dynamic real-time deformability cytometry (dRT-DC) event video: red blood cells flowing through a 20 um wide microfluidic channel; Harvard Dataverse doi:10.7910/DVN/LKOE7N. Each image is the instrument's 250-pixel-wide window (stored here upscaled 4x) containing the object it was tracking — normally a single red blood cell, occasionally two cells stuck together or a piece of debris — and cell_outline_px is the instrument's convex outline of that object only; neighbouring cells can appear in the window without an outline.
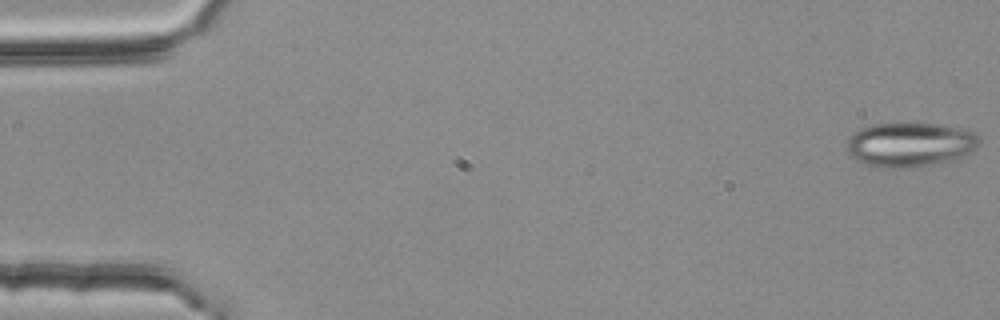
{"species": "common noctule bat (a hibernating species)", "species_latin": "Nyctalus noctula", "temperature_condition": "room temperature", "stored_images_in_passage": 4, "camera_frame_rate_fps": 3000, "um_per_image_px": 0.085, "animal": {"sex": "female", "body_mass_g": 25.1}, "frame": {"image": 1, "passage_image": 1, "time_ms": 0.0, "image_size_px": [1000, 320], "cell_outline_px": [[980, 140], [976, 148], [972, 152], [956, 160], [900, 168], [876, 168], [864, 164], [848, 156], [844, 148], [848, 136], [852, 132], [860, 128], [872, 124], [940, 124], [968, 128], [976, 132]], "centroid_in_image_um": [77.32, 12.29], "position_along_channel_um": 7.7, "area_um2": 35.03}}